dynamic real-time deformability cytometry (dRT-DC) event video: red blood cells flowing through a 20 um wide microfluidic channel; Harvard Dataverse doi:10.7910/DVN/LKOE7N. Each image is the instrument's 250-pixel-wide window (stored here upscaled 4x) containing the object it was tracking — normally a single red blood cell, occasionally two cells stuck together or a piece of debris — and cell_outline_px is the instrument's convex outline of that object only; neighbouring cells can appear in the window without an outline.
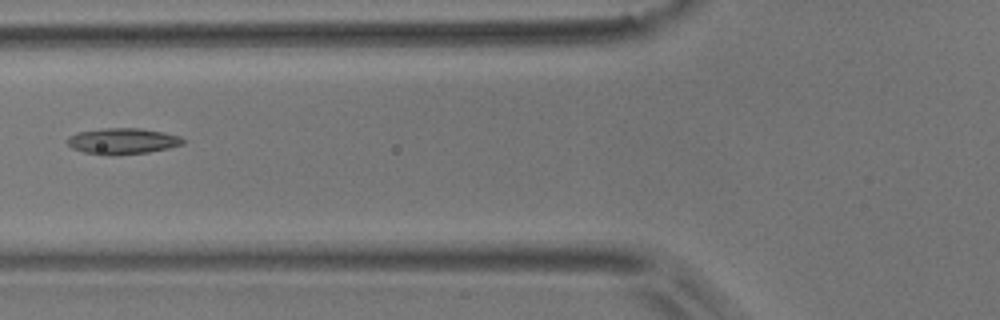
{"species": "common noctule bat (a hibernating species)", "species_latin": "Nyctalus noctula", "temperature_condition": "room temperature", "stored_images_in_passage": 2, "camera_frame_rate_fps": 3000, "um_per_image_px": 0.085, "animal": {"sex": "male", "body_mass_g": 17.9}, "frame": {"image": 1, "passage_image": 2, "time_ms": 0.333, "image_size_px": [1000, 320], "cell_outline_px": [[184, 144], [168, 148], [148, 152], [116, 156], [104, 156], [84, 152], [72, 148], [68, 144], [68, 136], [76, 132], [104, 128], [140, 128], [164, 132], [180, 136], [184, 140]], "centroid_in_image_um": [10.4, 12.0], "position_along_channel_um": 115.4, "area_um2": 17.8}}